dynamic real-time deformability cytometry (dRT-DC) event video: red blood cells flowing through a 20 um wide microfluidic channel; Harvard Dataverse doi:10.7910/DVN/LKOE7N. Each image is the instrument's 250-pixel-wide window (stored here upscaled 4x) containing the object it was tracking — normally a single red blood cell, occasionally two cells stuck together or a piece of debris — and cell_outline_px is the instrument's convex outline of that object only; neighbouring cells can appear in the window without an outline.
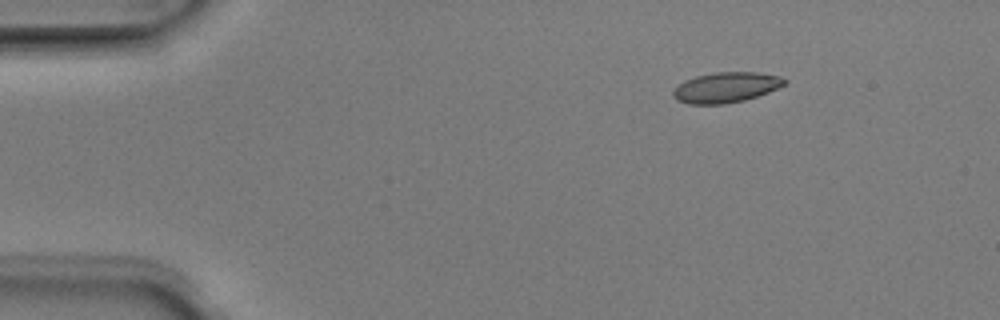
{"species": "Egyptian fruit bat (a non-hibernating species)", "species_latin": "Rousettus aegyptiacus", "temperature_condition": "room temperature", "stored_images_in_passage": 4, "camera_frame_rate_fps": 3000, "um_per_image_px": 0.085, "animal": {"sex": "male"}, "frame": {"image": 1, "passage_image": 2, "time_ms": 0.333, "image_size_px": [1000, 320], "cell_outline_px": [[788, 80], [784, 84], [768, 92], [744, 100], [724, 104], [688, 104], [676, 100], [672, 96], [672, 92], [684, 80], [696, 76], [716, 72], [756, 72], [780, 76]], "centroid_in_image_um": [61.68, 7.43], "position_along_channel_um": 23.3, "area_um2": 19.59}}